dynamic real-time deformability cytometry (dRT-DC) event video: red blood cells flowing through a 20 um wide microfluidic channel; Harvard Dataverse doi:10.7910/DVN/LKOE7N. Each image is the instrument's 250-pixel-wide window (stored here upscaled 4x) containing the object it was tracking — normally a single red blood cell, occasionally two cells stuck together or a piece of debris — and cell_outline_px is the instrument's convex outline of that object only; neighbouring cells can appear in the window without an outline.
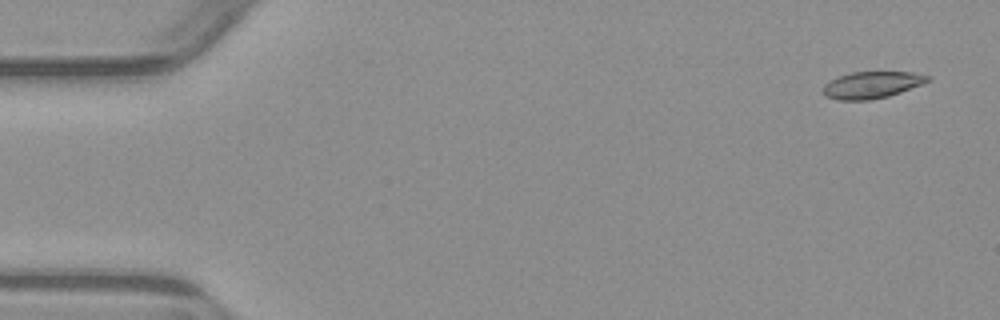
{"species": "common noctule bat (a hibernating species)", "species_latin": "Nyctalus noctula", "temperature_condition": "warm", "stored_images_in_passage": 6, "camera_frame_rate_fps": 3000, "um_per_image_px": 0.085, "animal": {"sex": "male", "body_mass_g": 23.1, "forearm_length_mm": 52.7}, "frame": {"image": 1, "passage_image": 1, "time_ms": 0.0, "image_size_px": [1000, 320], "cell_outline_px": [[932, 80], [900, 92], [888, 96], [868, 100], [840, 100], [824, 96], [824, 84], [840, 76], [852, 72], [912, 72], [932, 76]], "centroid_in_image_um": [74.14, 7.21], "position_along_channel_um": 10.9, "area_um2": 16.18}}
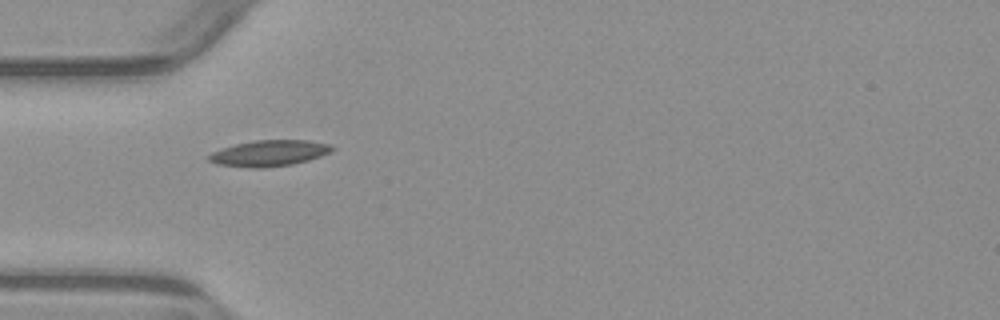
{"frame": {"image": 2, "passage_image": 5, "time_ms": 4.667, "image_size_px": [1000, 320], "cell_outline_px": [[336, 148], [332, 152], [308, 160], [292, 164], [264, 168], [248, 168], [216, 164], [208, 160], [204, 156], [212, 152], [236, 144], [256, 140], [308, 140], [332, 144]], "centroid_in_image_um": [22.89, 13.02], "position_along_channel_um": 62.1, "area_um2": 18.9}}
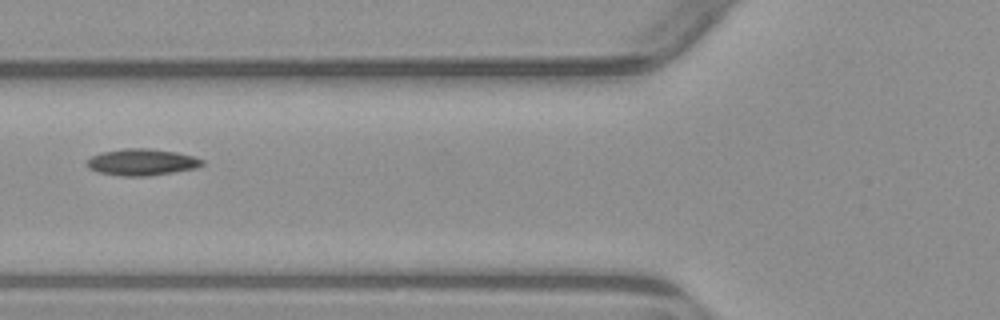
{"frame": {"image": 3, "passage_image": 6, "time_ms": 6.0, "image_size_px": [1000, 320], "cell_outline_px": [[204, 164], [196, 168], [148, 176], [120, 176], [96, 172], [88, 168], [88, 160], [92, 156], [104, 152], [124, 148], [148, 148], [176, 152], [192, 156], [204, 160]], "centroid_in_image_um": [12.06, 13.79], "position_along_channel_um": 113.7, "area_um2": 17.74}}